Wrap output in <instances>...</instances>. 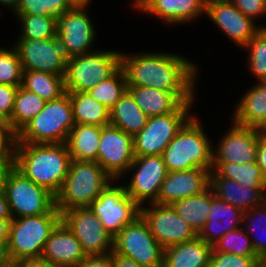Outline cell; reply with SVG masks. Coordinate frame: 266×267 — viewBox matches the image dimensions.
<instances>
[{
	"instance_id": "cell-1",
	"label": "cell",
	"mask_w": 266,
	"mask_h": 267,
	"mask_svg": "<svg viewBox=\"0 0 266 267\" xmlns=\"http://www.w3.org/2000/svg\"><path fill=\"white\" fill-rule=\"evenodd\" d=\"M181 55L174 53L121 52V67L124 69L127 86L153 87L174 92L184 103H194L198 68Z\"/></svg>"
},
{
	"instance_id": "cell-2",
	"label": "cell",
	"mask_w": 266,
	"mask_h": 267,
	"mask_svg": "<svg viewBox=\"0 0 266 267\" xmlns=\"http://www.w3.org/2000/svg\"><path fill=\"white\" fill-rule=\"evenodd\" d=\"M71 157L66 143H17L15 168L55 196L68 174Z\"/></svg>"
},
{
	"instance_id": "cell-3",
	"label": "cell",
	"mask_w": 266,
	"mask_h": 267,
	"mask_svg": "<svg viewBox=\"0 0 266 267\" xmlns=\"http://www.w3.org/2000/svg\"><path fill=\"white\" fill-rule=\"evenodd\" d=\"M193 115L162 153L168 172L203 168L212 171L213 145Z\"/></svg>"
},
{
	"instance_id": "cell-4",
	"label": "cell",
	"mask_w": 266,
	"mask_h": 267,
	"mask_svg": "<svg viewBox=\"0 0 266 267\" xmlns=\"http://www.w3.org/2000/svg\"><path fill=\"white\" fill-rule=\"evenodd\" d=\"M114 179L93 161L71 160L68 174L56 195V208L62 213L89 207Z\"/></svg>"
},
{
	"instance_id": "cell-5",
	"label": "cell",
	"mask_w": 266,
	"mask_h": 267,
	"mask_svg": "<svg viewBox=\"0 0 266 267\" xmlns=\"http://www.w3.org/2000/svg\"><path fill=\"white\" fill-rule=\"evenodd\" d=\"M61 222V213L13 218L9 227L8 252L12 263L39 260L45 243Z\"/></svg>"
},
{
	"instance_id": "cell-6",
	"label": "cell",
	"mask_w": 266,
	"mask_h": 267,
	"mask_svg": "<svg viewBox=\"0 0 266 267\" xmlns=\"http://www.w3.org/2000/svg\"><path fill=\"white\" fill-rule=\"evenodd\" d=\"M75 125L68 92L46 102L44 108L17 134V143H66Z\"/></svg>"
},
{
	"instance_id": "cell-7",
	"label": "cell",
	"mask_w": 266,
	"mask_h": 267,
	"mask_svg": "<svg viewBox=\"0 0 266 267\" xmlns=\"http://www.w3.org/2000/svg\"><path fill=\"white\" fill-rule=\"evenodd\" d=\"M121 67V51L94 50L73 56L66 63L64 76L66 92H88L108 79Z\"/></svg>"
},
{
	"instance_id": "cell-8",
	"label": "cell",
	"mask_w": 266,
	"mask_h": 267,
	"mask_svg": "<svg viewBox=\"0 0 266 267\" xmlns=\"http://www.w3.org/2000/svg\"><path fill=\"white\" fill-rule=\"evenodd\" d=\"M5 194L13 218L61 213L56 208V196L26 178L15 167L7 177Z\"/></svg>"
},
{
	"instance_id": "cell-9",
	"label": "cell",
	"mask_w": 266,
	"mask_h": 267,
	"mask_svg": "<svg viewBox=\"0 0 266 267\" xmlns=\"http://www.w3.org/2000/svg\"><path fill=\"white\" fill-rule=\"evenodd\" d=\"M195 103H183L175 112L151 116L134 138L135 156L162 155L171 140L193 116L189 111Z\"/></svg>"
},
{
	"instance_id": "cell-10",
	"label": "cell",
	"mask_w": 266,
	"mask_h": 267,
	"mask_svg": "<svg viewBox=\"0 0 266 267\" xmlns=\"http://www.w3.org/2000/svg\"><path fill=\"white\" fill-rule=\"evenodd\" d=\"M113 251L144 267H163L164 248L156 241L142 215L114 237Z\"/></svg>"
},
{
	"instance_id": "cell-11",
	"label": "cell",
	"mask_w": 266,
	"mask_h": 267,
	"mask_svg": "<svg viewBox=\"0 0 266 267\" xmlns=\"http://www.w3.org/2000/svg\"><path fill=\"white\" fill-rule=\"evenodd\" d=\"M23 70L65 76L66 63L72 58L59 36L41 40L18 39L14 44Z\"/></svg>"
},
{
	"instance_id": "cell-12",
	"label": "cell",
	"mask_w": 266,
	"mask_h": 267,
	"mask_svg": "<svg viewBox=\"0 0 266 267\" xmlns=\"http://www.w3.org/2000/svg\"><path fill=\"white\" fill-rule=\"evenodd\" d=\"M89 208L113 238L141 215V207L127 194L124 185L113 186L112 182Z\"/></svg>"
},
{
	"instance_id": "cell-13",
	"label": "cell",
	"mask_w": 266,
	"mask_h": 267,
	"mask_svg": "<svg viewBox=\"0 0 266 267\" xmlns=\"http://www.w3.org/2000/svg\"><path fill=\"white\" fill-rule=\"evenodd\" d=\"M61 221L79 240L86 255H101L113 251L114 238L89 207L63 211Z\"/></svg>"
},
{
	"instance_id": "cell-14",
	"label": "cell",
	"mask_w": 266,
	"mask_h": 267,
	"mask_svg": "<svg viewBox=\"0 0 266 267\" xmlns=\"http://www.w3.org/2000/svg\"><path fill=\"white\" fill-rule=\"evenodd\" d=\"M130 170L135 172L131 175L130 183L124 186L127 194L140 207L148 200L154 203L168 175L162 155L135 156L127 172H132Z\"/></svg>"
},
{
	"instance_id": "cell-15",
	"label": "cell",
	"mask_w": 266,
	"mask_h": 267,
	"mask_svg": "<svg viewBox=\"0 0 266 267\" xmlns=\"http://www.w3.org/2000/svg\"><path fill=\"white\" fill-rule=\"evenodd\" d=\"M134 158V138L132 135L111 125L102 127L97 163L115 181L127 173Z\"/></svg>"
},
{
	"instance_id": "cell-16",
	"label": "cell",
	"mask_w": 266,
	"mask_h": 267,
	"mask_svg": "<svg viewBox=\"0 0 266 267\" xmlns=\"http://www.w3.org/2000/svg\"><path fill=\"white\" fill-rule=\"evenodd\" d=\"M141 206V215L147 221L151 233L163 247L193 240L198 234L181 218L171 205L148 203Z\"/></svg>"
},
{
	"instance_id": "cell-17",
	"label": "cell",
	"mask_w": 266,
	"mask_h": 267,
	"mask_svg": "<svg viewBox=\"0 0 266 267\" xmlns=\"http://www.w3.org/2000/svg\"><path fill=\"white\" fill-rule=\"evenodd\" d=\"M87 6L74 5L70 10L56 17V35L67 46L70 55L77 56L94 52L96 30L90 19Z\"/></svg>"
},
{
	"instance_id": "cell-18",
	"label": "cell",
	"mask_w": 266,
	"mask_h": 267,
	"mask_svg": "<svg viewBox=\"0 0 266 267\" xmlns=\"http://www.w3.org/2000/svg\"><path fill=\"white\" fill-rule=\"evenodd\" d=\"M213 148V163H251L256 161L258 139L262 135L258 128L232 123ZM215 150V151H214Z\"/></svg>"
},
{
	"instance_id": "cell-19",
	"label": "cell",
	"mask_w": 266,
	"mask_h": 267,
	"mask_svg": "<svg viewBox=\"0 0 266 267\" xmlns=\"http://www.w3.org/2000/svg\"><path fill=\"white\" fill-rule=\"evenodd\" d=\"M205 14L234 44L243 47L266 26L255 24L245 16L232 2L209 5Z\"/></svg>"
},
{
	"instance_id": "cell-20",
	"label": "cell",
	"mask_w": 266,
	"mask_h": 267,
	"mask_svg": "<svg viewBox=\"0 0 266 267\" xmlns=\"http://www.w3.org/2000/svg\"><path fill=\"white\" fill-rule=\"evenodd\" d=\"M210 174V170L203 168L168 172L154 203L171 205L203 193L210 187Z\"/></svg>"
},
{
	"instance_id": "cell-21",
	"label": "cell",
	"mask_w": 266,
	"mask_h": 267,
	"mask_svg": "<svg viewBox=\"0 0 266 267\" xmlns=\"http://www.w3.org/2000/svg\"><path fill=\"white\" fill-rule=\"evenodd\" d=\"M85 257L81 243L61 221L45 243L40 260L57 267H74Z\"/></svg>"
},
{
	"instance_id": "cell-22",
	"label": "cell",
	"mask_w": 266,
	"mask_h": 267,
	"mask_svg": "<svg viewBox=\"0 0 266 267\" xmlns=\"http://www.w3.org/2000/svg\"><path fill=\"white\" fill-rule=\"evenodd\" d=\"M244 211L217 197L211 188V207L207 222L198 236L213 245L228 232L244 227Z\"/></svg>"
},
{
	"instance_id": "cell-23",
	"label": "cell",
	"mask_w": 266,
	"mask_h": 267,
	"mask_svg": "<svg viewBox=\"0 0 266 267\" xmlns=\"http://www.w3.org/2000/svg\"><path fill=\"white\" fill-rule=\"evenodd\" d=\"M134 8L159 17L170 26L191 23L205 13L202 0H140Z\"/></svg>"
},
{
	"instance_id": "cell-24",
	"label": "cell",
	"mask_w": 266,
	"mask_h": 267,
	"mask_svg": "<svg viewBox=\"0 0 266 267\" xmlns=\"http://www.w3.org/2000/svg\"><path fill=\"white\" fill-rule=\"evenodd\" d=\"M210 187L221 200L244 212L266 201V188H250L226 178H210Z\"/></svg>"
},
{
	"instance_id": "cell-25",
	"label": "cell",
	"mask_w": 266,
	"mask_h": 267,
	"mask_svg": "<svg viewBox=\"0 0 266 267\" xmlns=\"http://www.w3.org/2000/svg\"><path fill=\"white\" fill-rule=\"evenodd\" d=\"M212 245L199 236L164 248L163 267H210Z\"/></svg>"
},
{
	"instance_id": "cell-26",
	"label": "cell",
	"mask_w": 266,
	"mask_h": 267,
	"mask_svg": "<svg viewBox=\"0 0 266 267\" xmlns=\"http://www.w3.org/2000/svg\"><path fill=\"white\" fill-rule=\"evenodd\" d=\"M238 103L231 123L260 129L266 123V81L255 83Z\"/></svg>"
},
{
	"instance_id": "cell-27",
	"label": "cell",
	"mask_w": 266,
	"mask_h": 267,
	"mask_svg": "<svg viewBox=\"0 0 266 267\" xmlns=\"http://www.w3.org/2000/svg\"><path fill=\"white\" fill-rule=\"evenodd\" d=\"M136 104L148 116L175 112L184 102L174 93L144 86H127Z\"/></svg>"
},
{
	"instance_id": "cell-28",
	"label": "cell",
	"mask_w": 266,
	"mask_h": 267,
	"mask_svg": "<svg viewBox=\"0 0 266 267\" xmlns=\"http://www.w3.org/2000/svg\"><path fill=\"white\" fill-rule=\"evenodd\" d=\"M101 131L99 126L75 124L66 141L71 160L97 162Z\"/></svg>"
},
{
	"instance_id": "cell-29",
	"label": "cell",
	"mask_w": 266,
	"mask_h": 267,
	"mask_svg": "<svg viewBox=\"0 0 266 267\" xmlns=\"http://www.w3.org/2000/svg\"><path fill=\"white\" fill-rule=\"evenodd\" d=\"M148 118L128 90L110 109V125L133 137L146 126Z\"/></svg>"
},
{
	"instance_id": "cell-30",
	"label": "cell",
	"mask_w": 266,
	"mask_h": 267,
	"mask_svg": "<svg viewBox=\"0 0 266 267\" xmlns=\"http://www.w3.org/2000/svg\"><path fill=\"white\" fill-rule=\"evenodd\" d=\"M75 124L105 127L110 125V109L88 92H68Z\"/></svg>"
},
{
	"instance_id": "cell-31",
	"label": "cell",
	"mask_w": 266,
	"mask_h": 267,
	"mask_svg": "<svg viewBox=\"0 0 266 267\" xmlns=\"http://www.w3.org/2000/svg\"><path fill=\"white\" fill-rule=\"evenodd\" d=\"M210 178H226L249 186L266 188V180L257 162L251 163H213Z\"/></svg>"
},
{
	"instance_id": "cell-32",
	"label": "cell",
	"mask_w": 266,
	"mask_h": 267,
	"mask_svg": "<svg viewBox=\"0 0 266 267\" xmlns=\"http://www.w3.org/2000/svg\"><path fill=\"white\" fill-rule=\"evenodd\" d=\"M175 212L197 233L202 230L211 207V187L196 196L175 201L171 204Z\"/></svg>"
},
{
	"instance_id": "cell-33",
	"label": "cell",
	"mask_w": 266,
	"mask_h": 267,
	"mask_svg": "<svg viewBox=\"0 0 266 267\" xmlns=\"http://www.w3.org/2000/svg\"><path fill=\"white\" fill-rule=\"evenodd\" d=\"M21 86L38 94L46 102L66 93L64 77L47 72L23 70Z\"/></svg>"
},
{
	"instance_id": "cell-34",
	"label": "cell",
	"mask_w": 266,
	"mask_h": 267,
	"mask_svg": "<svg viewBox=\"0 0 266 267\" xmlns=\"http://www.w3.org/2000/svg\"><path fill=\"white\" fill-rule=\"evenodd\" d=\"M45 103L46 101L38 94L28 91L20 85L15 96L10 126L18 133L44 108Z\"/></svg>"
},
{
	"instance_id": "cell-35",
	"label": "cell",
	"mask_w": 266,
	"mask_h": 267,
	"mask_svg": "<svg viewBox=\"0 0 266 267\" xmlns=\"http://www.w3.org/2000/svg\"><path fill=\"white\" fill-rule=\"evenodd\" d=\"M127 90V78L125 71L120 67L108 79L99 82L93 89L89 90V95L97 102L111 109Z\"/></svg>"
},
{
	"instance_id": "cell-36",
	"label": "cell",
	"mask_w": 266,
	"mask_h": 267,
	"mask_svg": "<svg viewBox=\"0 0 266 267\" xmlns=\"http://www.w3.org/2000/svg\"><path fill=\"white\" fill-rule=\"evenodd\" d=\"M21 35L19 39L41 40L56 36V17L19 14Z\"/></svg>"
},
{
	"instance_id": "cell-37",
	"label": "cell",
	"mask_w": 266,
	"mask_h": 267,
	"mask_svg": "<svg viewBox=\"0 0 266 267\" xmlns=\"http://www.w3.org/2000/svg\"><path fill=\"white\" fill-rule=\"evenodd\" d=\"M242 228L228 232L212 245V251L236 254L245 257H258L252 240Z\"/></svg>"
},
{
	"instance_id": "cell-38",
	"label": "cell",
	"mask_w": 266,
	"mask_h": 267,
	"mask_svg": "<svg viewBox=\"0 0 266 267\" xmlns=\"http://www.w3.org/2000/svg\"><path fill=\"white\" fill-rule=\"evenodd\" d=\"M245 222L247 223L246 225L247 228H243V229L247 231L248 234L252 233L253 231H256L258 233V231L261 232L263 230H264L263 232L266 233L265 231L266 230V201L263 204L256 206L255 208L251 210L245 211L244 216H243V223ZM263 232H262L263 235H260L259 237L255 235V236H252L253 238L251 237L250 239L252 240L256 255L265 264L266 263V239L263 238L265 235ZM256 237H258V239Z\"/></svg>"
},
{
	"instance_id": "cell-39",
	"label": "cell",
	"mask_w": 266,
	"mask_h": 267,
	"mask_svg": "<svg viewBox=\"0 0 266 267\" xmlns=\"http://www.w3.org/2000/svg\"><path fill=\"white\" fill-rule=\"evenodd\" d=\"M248 50V69L255 79L266 81V28H262L244 47Z\"/></svg>"
},
{
	"instance_id": "cell-40",
	"label": "cell",
	"mask_w": 266,
	"mask_h": 267,
	"mask_svg": "<svg viewBox=\"0 0 266 267\" xmlns=\"http://www.w3.org/2000/svg\"><path fill=\"white\" fill-rule=\"evenodd\" d=\"M73 6L70 0H20L13 13L57 17Z\"/></svg>"
},
{
	"instance_id": "cell-41",
	"label": "cell",
	"mask_w": 266,
	"mask_h": 267,
	"mask_svg": "<svg viewBox=\"0 0 266 267\" xmlns=\"http://www.w3.org/2000/svg\"><path fill=\"white\" fill-rule=\"evenodd\" d=\"M22 77V64L14 46L11 49L0 48V84L19 87Z\"/></svg>"
},
{
	"instance_id": "cell-42",
	"label": "cell",
	"mask_w": 266,
	"mask_h": 267,
	"mask_svg": "<svg viewBox=\"0 0 266 267\" xmlns=\"http://www.w3.org/2000/svg\"><path fill=\"white\" fill-rule=\"evenodd\" d=\"M258 257H245L219 251H212L210 267H263Z\"/></svg>"
},
{
	"instance_id": "cell-43",
	"label": "cell",
	"mask_w": 266,
	"mask_h": 267,
	"mask_svg": "<svg viewBox=\"0 0 266 267\" xmlns=\"http://www.w3.org/2000/svg\"><path fill=\"white\" fill-rule=\"evenodd\" d=\"M17 132L7 123L0 121V164H15Z\"/></svg>"
},
{
	"instance_id": "cell-44",
	"label": "cell",
	"mask_w": 266,
	"mask_h": 267,
	"mask_svg": "<svg viewBox=\"0 0 266 267\" xmlns=\"http://www.w3.org/2000/svg\"><path fill=\"white\" fill-rule=\"evenodd\" d=\"M17 90V86L0 84V121L7 122L9 125Z\"/></svg>"
},
{
	"instance_id": "cell-45",
	"label": "cell",
	"mask_w": 266,
	"mask_h": 267,
	"mask_svg": "<svg viewBox=\"0 0 266 267\" xmlns=\"http://www.w3.org/2000/svg\"><path fill=\"white\" fill-rule=\"evenodd\" d=\"M232 3L255 22L259 16L266 15V0H232Z\"/></svg>"
},
{
	"instance_id": "cell-46",
	"label": "cell",
	"mask_w": 266,
	"mask_h": 267,
	"mask_svg": "<svg viewBox=\"0 0 266 267\" xmlns=\"http://www.w3.org/2000/svg\"><path fill=\"white\" fill-rule=\"evenodd\" d=\"M74 267H112V252L101 255H86L85 259Z\"/></svg>"
},
{
	"instance_id": "cell-47",
	"label": "cell",
	"mask_w": 266,
	"mask_h": 267,
	"mask_svg": "<svg viewBox=\"0 0 266 267\" xmlns=\"http://www.w3.org/2000/svg\"><path fill=\"white\" fill-rule=\"evenodd\" d=\"M256 161L266 180V136L264 135L258 139Z\"/></svg>"
},
{
	"instance_id": "cell-48",
	"label": "cell",
	"mask_w": 266,
	"mask_h": 267,
	"mask_svg": "<svg viewBox=\"0 0 266 267\" xmlns=\"http://www.w3.org/2000/svg\"><path fill=\"white\" fill-rule=\"evenodd\" d=\"M112 267H144L138 264L134 259L117 254L112 251Z\"/></svg>"
},
{
	"instance_id": "cell-49",
	"label": "cell",
	"mask_w": 266,
	"mask_h": 267,
	"mask_svg": "<svg viewBox=\"0 0 266 267\" xmlns=\"http://www.w3.org/2000/svg\"><path fill=\"white\" fill-rule=\"evenodd\" d=\"M0 267H14L8 252V240L0 239Z\"/></svg>"
},
{
	"instance_id": "cell-50",
	"label": "cell",
	"mask_w": 266,
	"mask_h": 267,
	"mask_svg": "<svg viewBox=\"0 0 266 267\" xmlns=\"http://www.w3.org/2000/svg\"><path fill=\"white\" fill-rule=\"evenodd\" d=\"M15 164H0V193H5L6 180Z\"/></svg>"
},
{
	"instance_id": "cell-51",
	"label": "cell",
	"mask_w": 266,
	"mask_h": 267,
	"mask_svg": "<svg viewBox=\"0 0 266 267\" xmlns=\"http://www.w3.org/2000/svg\"><path fill=\"white\" fill-rule=\"evenodd\" d=\"M0 219H13L5 193H0Z\"/></svg>"
},
{
	"instance_id": "cell-52",
	"label": "cell",
	"mask_w": 266,
	"mask_h": 267,
	"mask_svg": "<svg viewBox=\"0 0 266 267\" xmlns=\"http://www.w3.org/2000/svg\"><path fill=\"white\" fill-rule=\"evenodd\" d=\"M14 267H57L42 260H29L17 263Z\"/></svg>"
},
{
	"instance_id": "cell-53",
	"label": "cell",
	"mask_w": 266,
	"mask_h": 267,
	"mask_svg": "<svg viewBox=\"0 0 266 267\" xmlns=\"http://www.w3.org/2000/svg\"><path fill=\"white\" fill-rule=\"evenodd\" d=\"M12 219H0V239H9V227Z\"/></svg>"
},
{
	"instance_id": "cell-54",
	"label": "cell",
	"mask_w": 266,
	"mask_h": 267,
	"mask_svg": "<svg viewBox=\"0 0 266 267\" xmlns=\"http://www.w3.org/2000/svg\"><path fill=\"white\" fill-rule=\"evenodd\" d=\"M20 0H0V4L5 6L6 8L12 9L11 11H15Z\"/></svg>"
},
{
	"instance_id": "cell-55",
	"label": "cell",
	"mask_w": 266,
	"mask_h": 267,
	"mask_svg": "<svg viewBox=\"0 0 266 267\" xmlns=\"http://www.w3.org/2000/svg\"><path fill=\"white\" fill-rule=\"evenodd\" d=\"M204 8L209 5L219 4V3H228L232 2V0H202Z\"/></svg>"
},
{
	"instance_id": "cell-56",
	"label": "cell",
	"mask_w": 266,
	"mask_h": 267,
	"mask_svg": "<svg viewBox=\"0 0 266 267\" xmlns=\"http://www.w3.org/2000/svg\"><path fill=\"white\" fill-rule=\"evenodd\" d=\"M74 5L88 6L92 0H70Z\"/></svg>"
},
{
	"instance_id": "cell-57",
	"label": "cell",
	"mask_w": 266,
	"mask_h": 267,
	"mask_svg": "<svg viewBox=\"0 0 266 267\" xmlns=\"http://www.w3.org/2000/svg\"><path fill=\"white\" fill-rule=\"evenodd\" d=\"M259 130L260 132H266V123Z\"/></svg>"
},
{
	"instance_id": "cell-58",
	"label": "cell",
	"mask_w": 266,
	"mask_h": 267,
	"mask_svg": "<svg viewBox=\"0 0 266 267\" xmlns=\"http://www.w3.org/2000/svg\"><path fill=\"white\" fill-rule=\"evenodd\" d=\"M133 1V7L140 1V0H132Z\"/></svg>"
},
{
	"instance_id": "cell-59",
	"label": "cell",
	"mask_w": 266,
	"mask_h": 267,
	"mask_svg": "<svg viewBox=\"0 0 266 267\" xmlns=\"http://www.w3.org/2000/svg\"><path fill=\"white\" fill-rule=\"evenodd\" d=\"M262 135L266 136V132H260Z\"/></svg>"
}]
</instances>
